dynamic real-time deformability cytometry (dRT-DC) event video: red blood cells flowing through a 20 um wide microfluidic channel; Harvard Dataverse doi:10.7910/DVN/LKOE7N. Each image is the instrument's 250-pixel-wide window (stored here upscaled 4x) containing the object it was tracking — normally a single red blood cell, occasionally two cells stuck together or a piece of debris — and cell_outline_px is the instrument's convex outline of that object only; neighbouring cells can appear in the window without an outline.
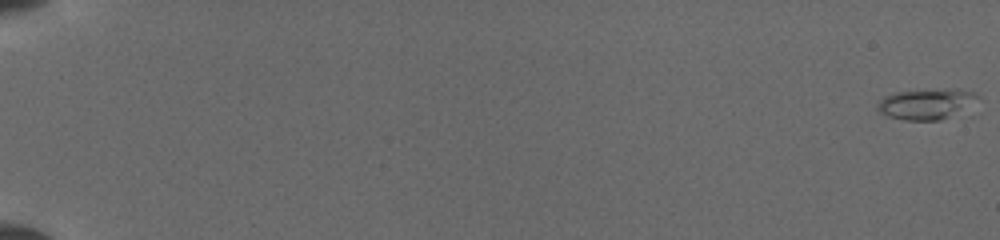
{"species": "common noctule bat (a hibernating species)", "species_latin": "Nyctalus noctula", "temperature_condition": "cold", "stored_images_in_passage": 34, "camera_frame_rate_fps": 3000, "um_per_image_px": 0.085, "animal": {"sex": "female", "body_mass_g": 19.5, "forearm_length_mm": 54.1}, "frame": {"image": 1, "passage_image": 1, "time_ms": 0.0, "image_size_px": [1000, 240], "cell_outline_px": [[980, 96], [940, 120], [904, 120], [888, 116], [880, 112], [876, 108], [876, 104], [884, 96], [900, 92], [956, 88], [972, 92]], "centroid_in_image_um": [78.6, 8.82], "position_along_channel_um": 6.4, "area_um2": 16.94}}
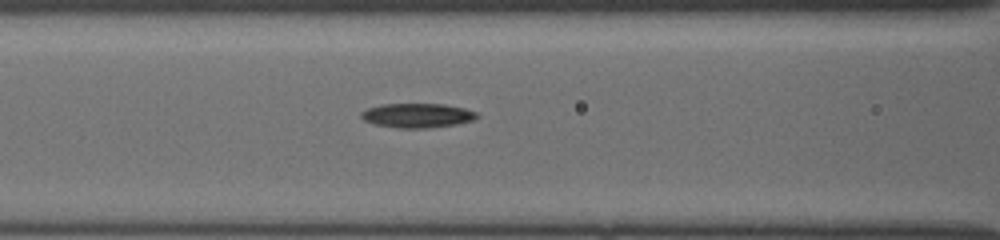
{"frame": {"image": 2, "passage_image": 21, "time_ms": 8.333, "image_size_px": [1000, 240], "cell_outline_px": [[480, 116], [472, 120], [456, 124], [428, 128], [396, 128], [376, 124], [364, 120], [360, 116], [360, 112], [368, 108], [384, 104], [444, 104], [464, 108], [476, 112]], "centroid_in_image_um": [35.47, 9.81], "position_along_channel_um": 131.1, "area_um2": 16.36}}
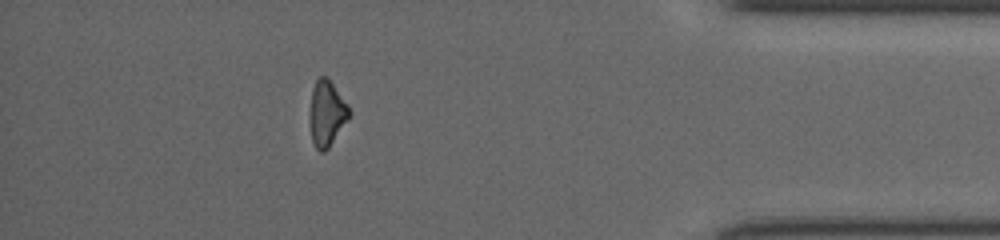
{"frame": {"image": 3, "passage_image": 33, "time_ms": 16.0, "image_size_px": [1000, 240], "cell_outline_px": [[352, 112], [348, 120], [328, 148], [324, 152], [320, 152], [316, 148], [312, 140], [312, 88], [316, 80], [320, 76], [328, 76], [348, 104]], "centroid_in_image_um": [27.84, 9.6], "position_along_channel_um": 407.4, "area_um2": 14.74}}